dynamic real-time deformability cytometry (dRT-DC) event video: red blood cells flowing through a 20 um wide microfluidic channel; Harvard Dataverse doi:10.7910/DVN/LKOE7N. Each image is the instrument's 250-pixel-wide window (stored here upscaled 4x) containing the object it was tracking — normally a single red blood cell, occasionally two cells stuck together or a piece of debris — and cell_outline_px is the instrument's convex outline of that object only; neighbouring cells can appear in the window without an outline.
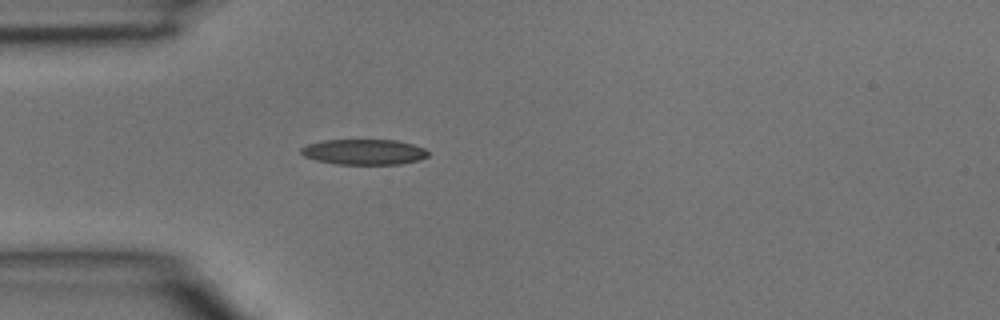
{"species": "common noctule bat (a hibernating species)", "species_latin": "Nyctalus noctula", "temperature_condition": "room temperature", "stored_images_in_passage": 4, "camera_frame_rate_fps": 3000, "um_per_image_px": 0.085, "animal": {"sex": "male", "body_mass_g": 15.6}, "frame": {"image": 1, "passage_image": 4, "time_ms": 1.0, "image_size_px": [1000, 320], "cell_outline_px": [[428, 156], [420, 160], [400, 164], [336, 164], [316, 160], [304, 156], [300, 152], [300, 148], [308, 144], [324, 140], [396, 140], [412, 144], [424, 148], [428, 152]], "centroid_in_image_um": [30.94, 12.91], "position_along_channel_um": 54.1, "area_um2": 18.84}}